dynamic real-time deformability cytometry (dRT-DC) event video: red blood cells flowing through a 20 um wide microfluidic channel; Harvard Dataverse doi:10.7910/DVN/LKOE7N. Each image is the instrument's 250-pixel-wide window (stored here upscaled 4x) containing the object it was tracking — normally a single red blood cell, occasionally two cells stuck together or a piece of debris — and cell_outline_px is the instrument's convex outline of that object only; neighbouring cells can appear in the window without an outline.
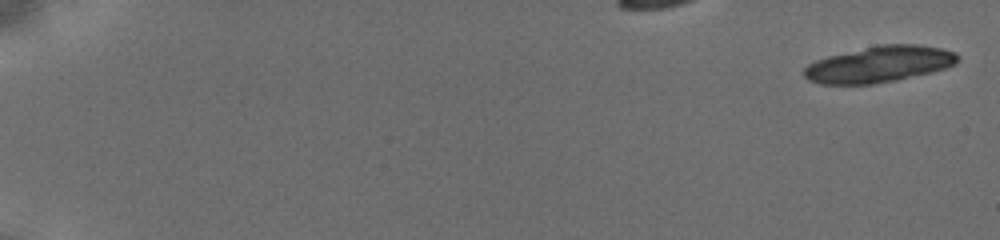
{"species": "common noctule bat (a hibernating species)", "species_latin": "Nyctalus noctula", "temperature_condition": "cold", "stored_images_in_passage": 43, "camera_frame_rate_fps": 3000, "um_per_image_px": 0.085, "animal": {"sex": "female", "body_mass_g": 19.5, "forearm_length_mm": 54.1}, "frame": {"image": 1, "passage_image": 1, "time_ms": 0.0, "image_size_px": [1000, 240], "cell_outline_px": [[960, 60], [956, 64], [932, 72], [896, 80], [872, 84], [820, 84], [808, 80], [804, 76], [804, 68], [808, 64], [816, 60], [828, 56], [880, 44], [916, 44], [940, 48], [956, 52], [960, 56]], "centroid_in_image_um": [74.76, 5.46], "position_along_channel_um": 10.2, "area_um2": 32.43}}
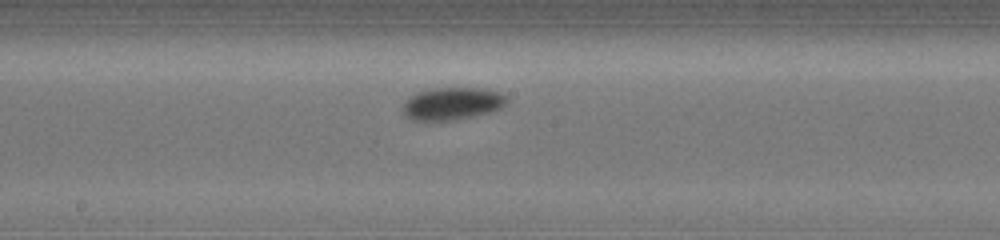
{"frame": {"image": 2, "passage_image": 26, "time_ms": 7.667, "image_size_px": [1000, 240], "cell_outline_px": [[508, 104], [500, 108], [488, 112], [472, 116], [448, 120], [412, 120], [404, 116], [400, 112], [400, 104], [408, 96], [416, 92], [432, 88], [488, 88], [500, 92], [508, 96]], "centroid_in_image_um": [38.38, 8.79], "position_along_channel_um": 209.8, "area_um2": 20.17}}
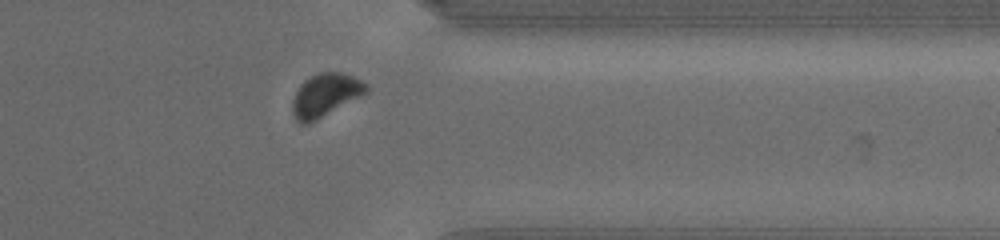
{"frame": {"image": 3, "passage_image": 39, "time_ms": 12.333, "image_size_px": [1000, 240], "cell_outline_px": [[368, 92], [316, 120], [308, 124], [300, 124], [296, 120], [292, 112], [292, 100], [300, 84], [304, 80], [320, 72], [340, 72], [352, 76], [368, 84]], "centroid_in_image_um": [27.64, 8.09], "position_along_channel_um": 383.8, "area_um2": 18.38}}